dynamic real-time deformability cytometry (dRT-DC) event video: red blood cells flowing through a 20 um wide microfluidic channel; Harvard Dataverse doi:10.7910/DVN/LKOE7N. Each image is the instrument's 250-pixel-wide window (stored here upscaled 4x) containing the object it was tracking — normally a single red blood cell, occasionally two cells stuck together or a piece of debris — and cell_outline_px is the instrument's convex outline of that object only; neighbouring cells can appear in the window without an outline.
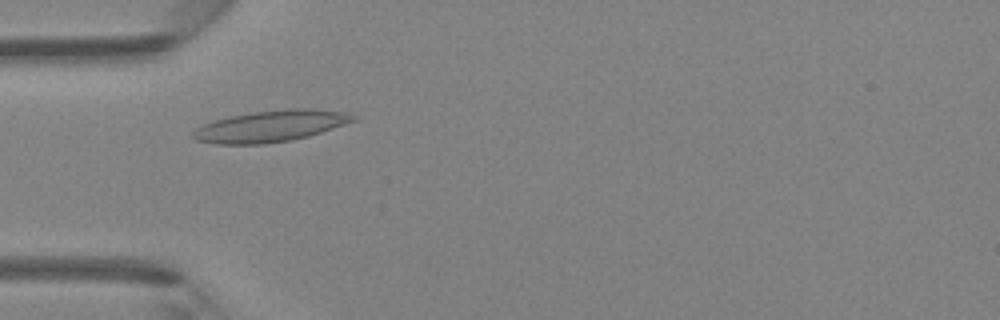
{"species": "Egyptian fruit bat (a non-hibernating species)", "species_latin": "Rousettus aegyptiacus", "temperature_condition": "room temperature", "stored_images_in_passage": 40, "camera_frame_rate_fps": 3000, "um_per_image_px": 0.085, "animal": {"sex": "female"}, "frame": {"image": 1, "passage_image": 9, "time_ms": 2.667, "image_size_px": [1000, 320], "cell_outline_px": [[356, 120], [308, 136], [288, 140], [264, 144], [216, 144], [196, 140], [192, 136], [192, 132], [196, 128], [204, 124], [216, 120], [232, 116], [252, 112], [296, 108], [312, 108], [348, 112], [356, 116]], "centroid_in_image_um": [23.01, 10.71], "position_along_channel_um": 62.0, "area_um2": 29.02}}
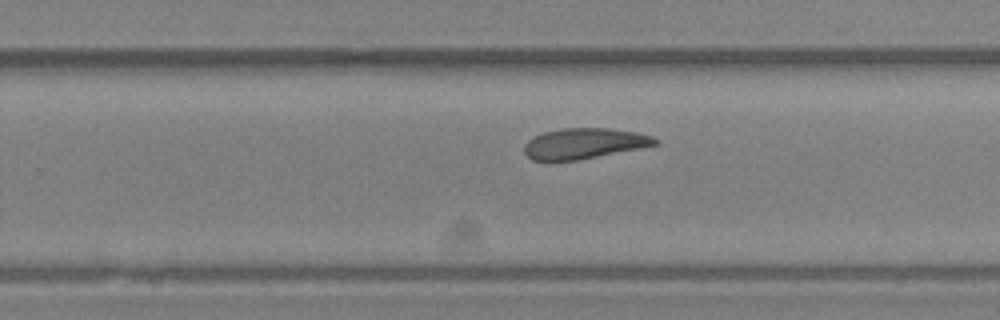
{"frame": {"image": 2, "passage_image": 24, "time_ms": 7.667, "image_size_px": [1000, 320], "cell_outline_px": [[660, 144], [576, 160], [532, 160], [524, 152], [524, 144], [532, 136], [544, 132], [560, 128], [608, 128], [636, 132], [652, 136], [660, 140]], "centroid_in_image_um": [49.65, 12.18], "position_along_channel_um": 280.2, "area_um2": 23.24}}
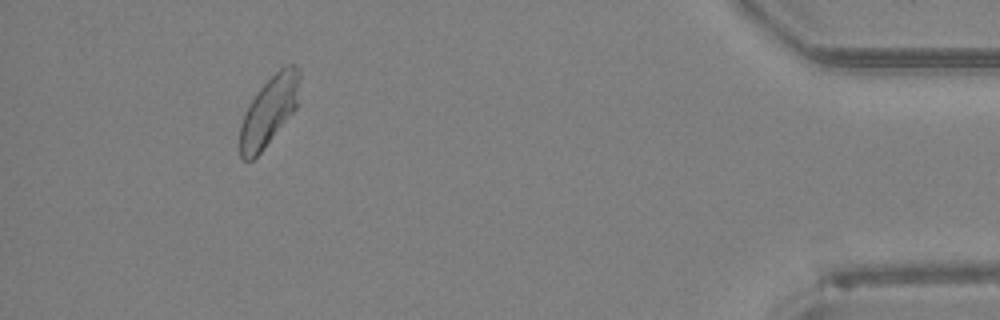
{"frame": {"image": 3, "passage_image": 37, "time_ms": 12.0, "image_size_px": [1000, 320], "cell_outline_px": [[300, 104], [260, 152], [252, 160], [244, 160], [240, 156], [240, 128], [244, 116], [256, 92], [280, 68], [288, 64], [296, 64], [300, 68]], "centroid_in_image_um": [22.93, 9.38], "position_along_channel_um": 412.3, "area_um2": 23.99}}